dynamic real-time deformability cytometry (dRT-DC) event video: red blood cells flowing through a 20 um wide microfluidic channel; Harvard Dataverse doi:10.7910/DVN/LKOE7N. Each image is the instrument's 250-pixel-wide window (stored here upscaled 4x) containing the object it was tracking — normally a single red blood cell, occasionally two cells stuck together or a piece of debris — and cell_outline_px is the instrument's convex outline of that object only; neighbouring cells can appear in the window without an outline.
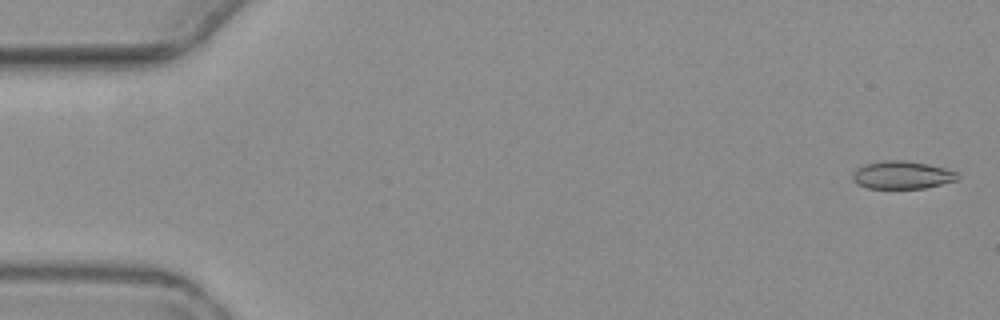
{"species": "common noctule bat (a hibernating species)", "species_latin": "Nyctalus noctula", "temperature_condition": "warm", "stored_images_in_passage": 10, "camera_frame_rate_fps": 3000, "um_per_image_px": 0.085, "animal": {"sex": "female", "body_mass_g": 19.3, "forearm_length_mm": 54.1}, "frame": {"image": 1, "passage_image": 1, "time_ms": 0.0, "image_size_px": [1000, 320], "cell_outline_px": [[960, 180], [924, 188], [868, 188], [856, 184], [852, 180], [852, 176], [856, 168], [864, 164], [884, 160], [904, 160], [928, 164], [944, 168], [956, 172], [960, 176]], "centroid_in_image_um": [76.67, 14.87], "position_along_channel_um": 8.3, "area_um2": 17.17}}
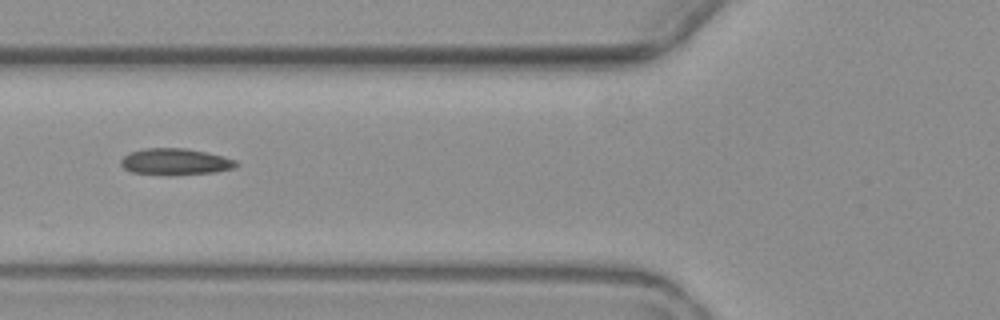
{"frame": {"image": 2, "passage_image": 7, "time_ms": 7.0, "image_size_px": [1000, 320], "cell_outline_px": [[240, 164], [236, 168], [216, 172], [172, 176], [132, 172], [124, 168], [120, 164], [120, 160], [124, 156], [132, 152], [144, 148], [188, 148], [208, 152], [224, 156], [236, 160]], "centroid_in_image_um": [14.96, 13.75], "position_along_channel_um": 110.8, "area_um2": 18.21}}
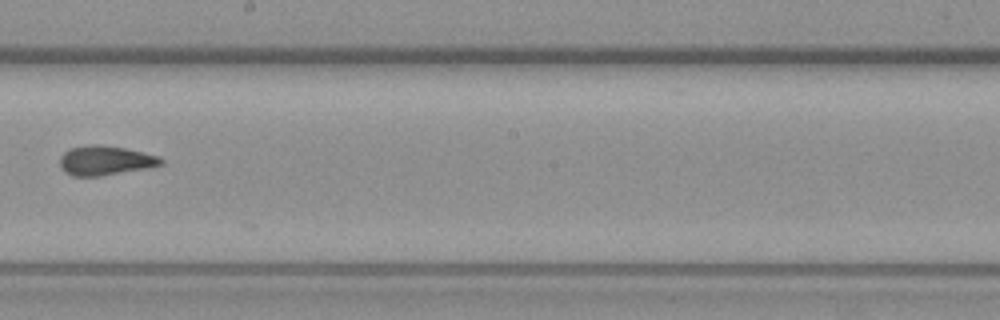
{"frame": {"image": 3, "passage_image": 10, "time_ms": 10.667, "image_size_px": [1000, 320], "cell_outline_px": [[164, 164], [152, 168], [100, 176], [72, 176], [64, 172], [60, 168], [60, 156], [68, 148], [88, 144], [100, 144], [124, 148], [144, 152], [160, 156], [164, 160]], "centroid_in_image_um": [8.97, 13.64], "position_along_channel_um": 239.2, "area_um2": 17.86}}